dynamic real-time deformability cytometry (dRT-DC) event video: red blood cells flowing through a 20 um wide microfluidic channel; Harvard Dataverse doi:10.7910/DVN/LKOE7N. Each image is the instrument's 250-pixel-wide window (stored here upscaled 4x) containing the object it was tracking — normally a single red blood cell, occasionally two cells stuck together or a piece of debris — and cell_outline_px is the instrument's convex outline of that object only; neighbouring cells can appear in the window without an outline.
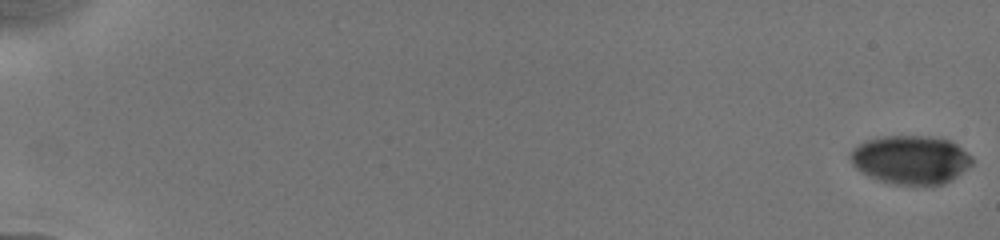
{"species": "human", "species_latin": "Homo sapiens", "temperature_condition": "cold", "stored_images_in_passage": 31, "camera_frame_rate_fps": 3000, "um_per_image_px": 0.085, "donor": {"sex": "male"}, "frame": {"image": 1, "passage_image": 1, "time_ms": 0.0, "image_size_px": [1000, 240], "cell_outline_px": [[972, 164], [968, 168], [952, 180], [944, 184], [924, 188], [896, 184], [880, 180], [868, 176], [860, 172], [852, 164], [848, 156], [852, 148], [868, 140], [888, 136], [928, 136], [948, 140], [956, 144], [972, 156]], "centroid_in_image_um": [77.42, 13.62], "position_along_channel_um": 7.6, "area_um2": 35.03}}
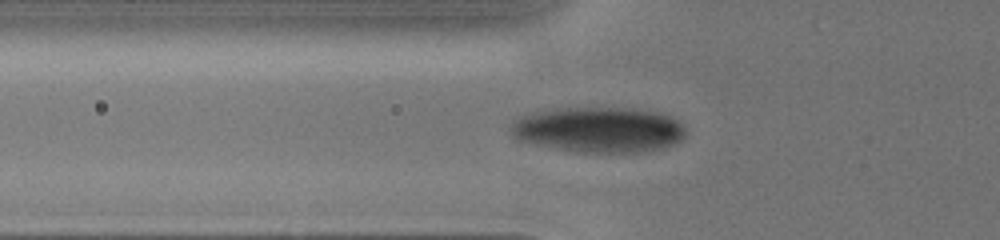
{"frame": {"image": 2, "passage_image": 21, "time_ms": 7.0, "image_size_px": [1000, 240], "cell_outline_px": [[684, 136], [680, 140], [664, 148], [644, 152], [576, 152], [556, 148], [520, 140], [512, 132], [512, 124], [520, 116], [532, 112], [568, 108], [632, 108], [656, 112], [668, 116], [684, 124]], "centroid_in_image_um": [50.94, 11.02], "position_along_channel_um": 74.9, "area_um2": 45.78}}
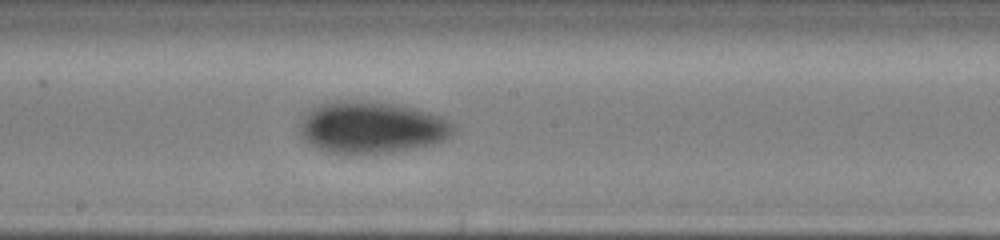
{"frame": {"image": 3, "passage_image": 31, "time_ms": 10.667, "image_size_px": [1000, 240], "cell_outline_px": [[452, 132], [448, 136], [432, 144], [412, 148], [388, 152], [328, 152], [316, 148], [308, 144], [300, 136], [296, 124], [316, 104], [336, 100], [372, 100], [396, 104], [416, 108], [440, 116], [452, 124]], "centroid_in_image_um": [31.47, 10.78], "position_along_channel_um": 216.7, "area_um2": 46.3}}